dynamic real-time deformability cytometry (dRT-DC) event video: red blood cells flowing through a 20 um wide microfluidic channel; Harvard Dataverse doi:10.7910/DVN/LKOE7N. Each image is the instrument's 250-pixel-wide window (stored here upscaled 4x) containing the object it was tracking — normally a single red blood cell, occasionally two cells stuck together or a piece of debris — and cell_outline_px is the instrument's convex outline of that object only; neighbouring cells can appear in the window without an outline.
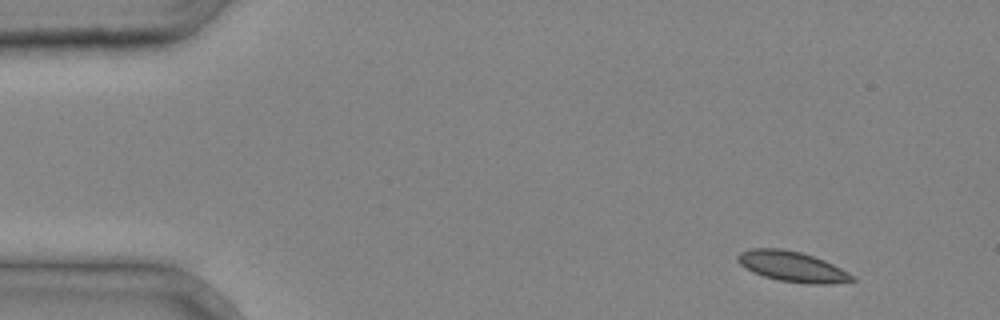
{"species": "common noctule bat (a hibernating species)", "species_latin": "Nyctalus noctula", "temperature_condition": "cold", "stored_images_in_passage": 2, "camera_frame_rate_fps": 3000, "um_per_image_px": 0.085, "animal": {"sex": "male", "body_mass_g": 20.4}, "frame": {"image": 1, "passage_image": 1, "time_ms": 0.0, "image_size_px": [1000, 320], "cell_outline_px": [[856, 280], [828, 284], [812, 284], [780, 280], [764, 276], [752, 272], [740, 264], [736, 260], [736, 256], [740, 252], [748, 248], [780, 248], [800, 252], [824, 260], [856, 276]], "centroid_in_image_um": [67.32, 22.65], "position_along_channel_um": 17.7, "area_um2": 20.17}}